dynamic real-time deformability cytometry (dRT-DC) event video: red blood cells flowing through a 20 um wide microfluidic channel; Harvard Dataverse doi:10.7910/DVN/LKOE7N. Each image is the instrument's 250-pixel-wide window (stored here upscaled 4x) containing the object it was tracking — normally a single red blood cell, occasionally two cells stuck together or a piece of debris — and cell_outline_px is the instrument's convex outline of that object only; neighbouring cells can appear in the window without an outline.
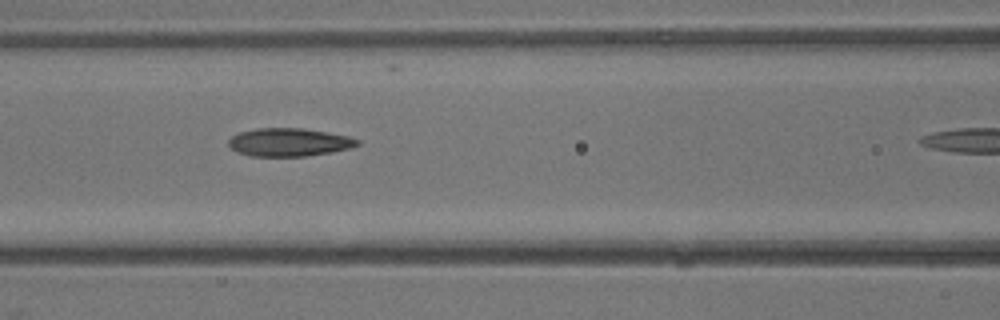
{"species": "common noctule bat (a hibernating species)", "species_latin": "Nyctalus noctula", "temperature_condition": "warm", "stored_images_in_passage": 8, "camera_frame_rate_fps": 3000, "um_per_image_px": 0.085, "animal": {"sex": "male", "body_mass_g": 13.3}, "frame": {"image": 1, "passage_image": 4, "time_ms": 1.0, "image_size_px": [1000, 320], "cell_outline_px": [[360, 144], [352, 148], [332, 152], [308, 156], [252, 156], [236, 152], [228, 144], [228, 140], [232, 136], [240, 132], [256, 128], [304, 128], [348, 136], [360, 140]], "centroid_in_image_um": [24.59, 12.09], "position_along_channel_um": 142.0, "area_um2": 21.21}}
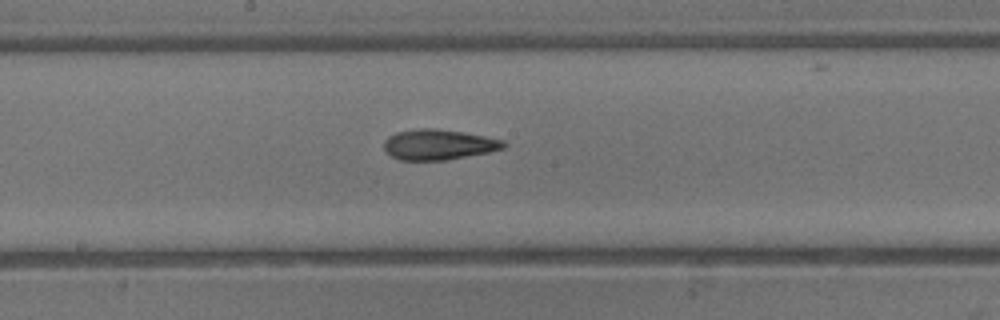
{"frame": {"image": 2, "passage_image": 7, "time_ms": 2.0, "image_size_px": [1000, 320], "cell_outline_px": [[508, 144], [504, 148], [488, 152], [448, 160], [400, 160], [384, 152], [384, 140], [388, 136], [396, 132], [420, 128], [436, 128], [464, 132], [504, 140]], "centroid_in_image_um": [37.27, 12.29], "position_along_channel_um": 210.9, "area_um2": 21.39}}